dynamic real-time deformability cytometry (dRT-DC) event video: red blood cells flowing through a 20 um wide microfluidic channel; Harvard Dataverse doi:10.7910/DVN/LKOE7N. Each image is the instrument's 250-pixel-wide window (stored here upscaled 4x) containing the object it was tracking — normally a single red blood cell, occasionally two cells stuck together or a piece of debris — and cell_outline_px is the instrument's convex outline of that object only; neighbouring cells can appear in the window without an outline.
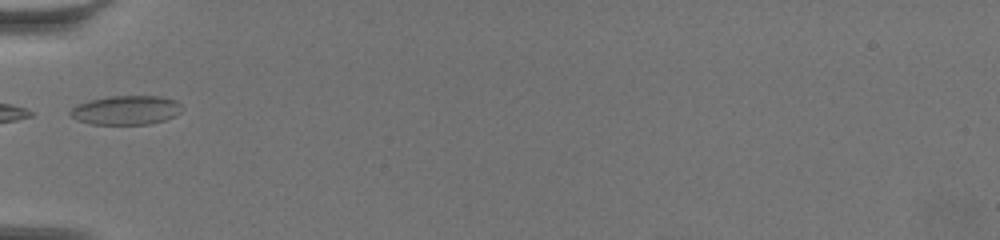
{"species": "common noctule bat (a hibernating species)", "species_latin": "Nyctalus noctula", "temperature_condition": "warm", "stored_images_in_passage": 9, "camera_frame_rate_fps": 3000, "um_per_image_px": 0.085, "animal": {"sex": "female", "body_mass_g": 19.5, "forearm_length_mm": 54.1}, "frame": {"image": 1, "passage_image": 1, "time_ms": 0.0, "image_size_px": [1000, 240], "cell_outline_px": [[184, 108], [180, 112], [164, 120], [148, 124], [92, 124], [76, 120], [68, 112], [76, 104], [88, 100], [108, 96], [160, 96], [176, 100]], "centroid_in_image_um": [10.69, 9.35], "position_along_channel_um": 74.3, "area_um2": 19.02}}